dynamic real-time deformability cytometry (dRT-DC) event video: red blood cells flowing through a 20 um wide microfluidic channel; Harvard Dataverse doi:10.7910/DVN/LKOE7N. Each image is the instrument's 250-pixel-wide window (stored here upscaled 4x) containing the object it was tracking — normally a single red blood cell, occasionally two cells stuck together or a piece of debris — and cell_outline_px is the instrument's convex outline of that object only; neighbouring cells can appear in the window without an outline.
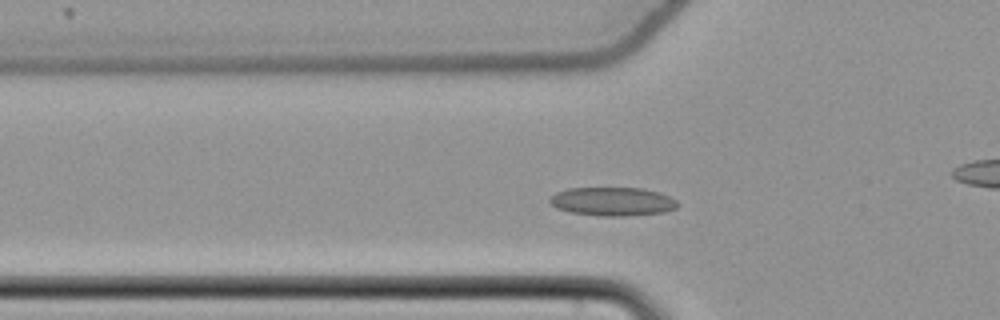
{"species": "common noctule bat (a hibernating species)", "species_latin": "Nyctalus noctula", "temperature_condition": "cold", "stored_images_in_passage": 51, "camera_frame_rate_fps": 3000, "um_per_image_px": 0.085, "animal": {"sex": "female", "body_mass_g": 22.7, "forearm_length_mm": 54.2}, "frame": {"image": 1, "passage_image": 14, "time_ms": 4.333, "image_size_px": [1000, 320], "cell_outline_px": [[680, 204], [676, 208], [664, 212], [624, 216], [600, 216], [572, 212], [556, 208], [548, 200], [556, 192], [568, 188], [644, 188], [660, 192], [676, 200]], "centroid_in_image_um": [52.09, 17.12], "position_along_channel_um": 73.7, "area_um2": 21.33}}
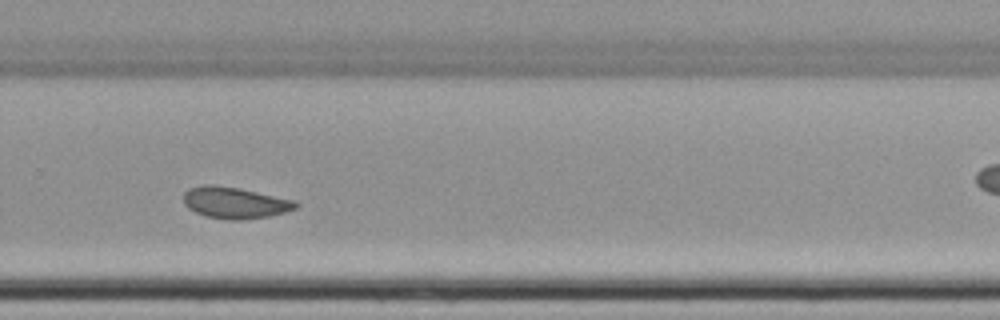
{"frame": {"image": 2, "passage_image": 33, "time_ms": 10.667, "image_size_px": [1000, 320], "cell_outline_px": [[300, 204], [296, 208], [284, 212], [268, 216], [240, 220], [228, 220], [204, 216], [188, 208], [184, 204], [184, 192], [188, 188], [204, 184], [216, 184], [240, 188], [296, 200]], "centroid_in_image_um": [19.95, 17.22], "position_along_channel_um": 309.8, "area_um2": 20.81}}
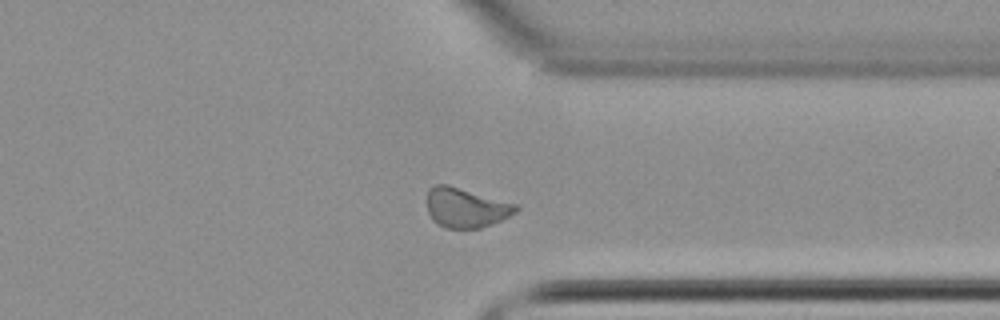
{"frame": {"image": 3, "passage_image": 38, "time_ms": 12.333, "image_size_px": [1000, 320], "cell_outline_px": [[520, 208], [516, 212], [492, 224], [480, 228], [444, 228], [436, 224], [432, 220], [428, 212], [428, 188], [436, 184], [448, 184], [516, 204]], "centroid_in_image_um": [39.57, 17.65], "position_along_channel_um": 371.8, "area_um2": 20.52}, "authors_computed_cell_mechanics": {"area_um2": 20.7502, "velocity_mm_per_s": 3.7425, "shape_relaxation_time_tau1_ms": null, "shape_relaxation_time_tau2_ms": 3.0782, "deformation_change_tau1": null, "deformation_change_tau2": 0.0638}}